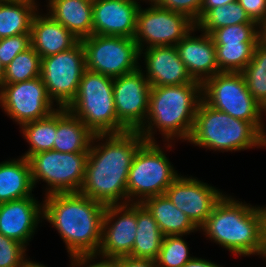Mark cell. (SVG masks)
Returning <instances> with one entry per match:
<instances>
[{
	"label": "cell",
	"mask_w": 266,
	"mask_h": 267,
	"mask_svg": "<svg viewBox=\"0 0 266 267\" xmlns=\"http://www.w3.org/2000/svg\"><path fill=\"white\" fill-rule=\"evenodd\" d=\"M174 142L145 141L137 150L127 179V203H143L146 199L163 195L178 178L179 173L165 152Z\"/></svg>",
	"instance_id": "obj_7"
},
{
	"label": "cell",
	"mask_w": 266,
	"mask_h": 267,
	"mask_svg": "<svg viewBox=\"0 0 266 267\" xmlns=\"http://www.w3.org/2000/svg\"><path fill=\"white\" fill-rule=\"evenodd\" d=\"M258 43L215 44L216 60L221 72H241L251 61Z\"/></svg>",
	"instance_id": "obj_31"
},
{
	"label": "cell",
	"mask_w": 266,
	"mask_h": 267,
	"mask_svg": "<svg viewBox=\"0 0 266 267\" xmlns=\"http://www.w3.org/2000/svg\"><path fill=\"white\" fill-rule=\"evenodd\" d=\"M259 43L266 47V20L259 24Z\"/></svg>",
	"instance_id": "obj_43"
},
{
	"label": "cell",
	"mask_w": 266,
	"mask_h": 267,
	"mask_svg": "<svg viewBox=\"0 0 266 267\" xmlns=\"http://www.w3.org/2000/svg\"><path fill=\"white\" fill-rule=\"evenodd\" d=\"M94 0L93 35L135 37L136 21L141 1Z\"/></svg>",
	"instance_id": "obj_19"
},
{
	"label": "cell",
	"mask_w": 266,
	"mask_h": 267,
	"mask_svg": "<svg viewBox=\"0 0 266 267\" xmlns=\"http://www.w3.org/2000/svg\"><path fill=\"white\" fill-rule=\"evenodd\" d=\"M21 267H48L43 263L37 262L36 260H31L27 256L24 258Z\"/></svg>",
	"instance_id": "obj_44"
},
{
	"label": "cell",
	"mask_w": 266,
	"mask_h": 267,
	"mask_svg": "<svg viewBox=\"0 0 266 267\" xmlns=\"http://www.w3.org/2000/svg\"><path fill=\"white\" fill-rule=\"evenodd\" d=\"M225 193L199 232L236 257L266 258V227L263 206L242 202Z\"/></svg>",
	"instance_id": "obj_2"
},
{
	"label": "cell",
	"mask_w": 266,
	"mask_h": 267,
	"mask_svg": "<svg viewBox=\"0 0 266 267\" xmlns=\"http://www.w3.org/2000/svg\"><path fill=\"white\" fill-rule=\"evenodd\" d=\"M201 100L202 83L151 87L148 114L138 130L140 135L147 142H158L155 136L159 134L163 142H187Z\"/></svg>",
	"instance_id": "obj_4"
},
{
	"label": "cell",
	"mask_w": 266,
	"mask_h": 267,
	"mask_svg": "<svg viewBox=\"0 0 266 267\" xmlns=\"http://www.w3.org/2000/svg\"><path fill=\"white\" fill-rule=\"evenodd\" d=\"M182 267H224V266L212 262L211 260L209 261V259L207 260L202 257L194 256L191 260L186 262Z\"/></svg>",
	"instance_id": "obj_42"
},
{
	"label": "cell",
	"mask_w": 266,
	"mask_h": 267,
	"mask_svg": "<svg viewBox=\"0 0 266 267\" xmlns=\"http://www.w3.org/2000/svg\"><path fill=\"white\" fill-rule=\"evenodd\" d=\"M247 88L255 100L264 107L266 104V47L258 43L251 61L241 71Z\"/></svg>",
	"instance_id": "obj_30"
},
{
	"label": "cell",
	"mask_w": 266,
	"mask_h": 267,
	"mask_svg": "<svg viewBox=\"0 0 266 267\" xmlns=\"http://www.w3.org/2000/svg\"><path fill=\"white\" fill-rule=\"evenodd\" d=\"M202 100L216 110L250 122L266 138L263 107L249 92L241 72H220L205 80Z\"/></svg>",
	"instance_id": "obj_8"
},
{
	"label": "cell",
	"mask_w": 266,
	"mask_h": 267,
	"mask_svg": "<svg viewBox=\"0 0 266 267\" xmlns=\"http://www.w3.org/2000/svg\"><path fill=\"white\" fill-rule=\"evenodd\" d=\"M241 23H256L236 1L210 9L197 23L198 32L211 34L218 28Z\"/></svg>",
	"instance_id": "obj_29"
},
{
	"label": "cell",
	"mask_w": 266,
	"mask_h": 267,
	"mask_svg": "<svg viewBox=\"0 0 266 267\" xmlns=\"http://www.w3.org/2000/svg\"><path fill=\"white\" fill-rule=\"evenodd\" d=\"M251 20L260 24L266 20V0H237Z\"/></svg>",
	"instance_id": "obj_38"
},
{
	"label": "cell",
	"mask_w": 266,
	"mask_h": 267,
	"mask_svg": "<svg viewBox=\"0 0 266 267\" xmlns=\"http://www.w3.org/2000/svg\"><path fill=\"white\" fill-rule=\"evenodd\" d=\"M41 61L42 58L32 47L19 53L5 67L2 84H13L39 77L41 73Z\"/></svg>",
	"instance_id": "obj_32"
},
{
	"label": "cell",
	"mask_w": 266,
	"mask_h": 267,
	"mask_svg": "<svg viewBox=\"0 0 266 267\" xmlns=\"http://www.w3.org/2000/svg\"><path fill=\"white\" fill-rule=\"evenodd\" d=\"M264 211H265V227H266V205L263 206Z\"/></svg>",
	"instance_id": "obj_46"
},
{
	"label": "cell",
	"mask_w": 266,
	"mask_h": 267,
	"mask_svg": "<svg viewBox=\"0 0 266 267\" xmlns=\"http://www.w3.org/2000/svg\"><path fill=\"white\" fill-rule=\"evenodd\" d=\"M137 230V203L107 205L102 222V240L96 254L115 259L132 252Z\"/></svg>",
	"instance_id": "obj_15"
},
{
	"label": "cell",
	"mask_w": 266,
	"mask_h": 267,
	"mask_svg": "<svg viewBox=\"0 0 266 267\" xmlns=\"http://www.w3.org/2000/svg\"><path fill=\"white\" fill-rule=\"evenodd\" d=\"M158 7L188 16L195 24L200 20L203 0H151Z\"/></svg>",
	"instance_id": "obj_37"
},
{
	"label": "cell",
	"mask_w": 266,
	"mask_h": 267,
	"mask_svg": "<svg viewBox=\"0 0 266 267\" xmlns=\"http://www.w3.org/2000/svg\"><path fill=\"white\" fill-rule=\"evenodd\" d=\"M4 72H5V67L3 64L0 62V86L3 83V77H4Z\"/></svg>",
	"instance_id": "obj_45"
},
{
	"label": "cell",
	"mask_w": 266,
	"mask_h": 267,
	"mask_svg": "<svg viewBox=\"0 0 266 267\" xmlns=\"http://www.w3.org/2000/svg\"><path fill=\"white\" fill-rule=\"evenodd\" d=\"M117 267H158L156 260L121 256L114 259Z\"/></svg>",
	"instance_id": "obj_40"
},
{
	"label": "cell",
	"mask_w": 266,
	"mask_h": 267,
	"mask_svg": "<svg viewBox=\"0 0 266 267\" xmlns=\"http://www.w3.org/2000/svg\"><path fill=\"white\" fill-rule=\"evenodd\" d=\"M144 142L139 131L95 134L79 193L105 206L126 204L128 173L135 153Z\"/></svg>",
	"instance_id": "obj_1"
},
{
	"label": "cell",
	"mask_w": 266,
	"mask_h": 267,
	"mask_svg": "<svg viewBox=\"0 0 266 267\" xmlns=\"http://www.w3.org/2000/svg\"><path fill=\"white\" fill-rule=\"evenodd\" d=\"M34 188L28 159L0 162V203L33 196Z\"/></svg>",
	"instance_id": "obj_24"
},
{
	"label": "cell",
	"mask_w": 266,
	"mask_h": 267,
	"mask_svg": "<svg viewBox=\"0 0 266 267\" xmlns=\"http://www.w3.org/2000/svg\"><path fill=\"white\" fill-rule=\"evenodd\" d=\"M140 61H143L144 65H140V69L144 72L151 87L201 83L194 80L188 73L176 46L149 47L140 50Z\"/></svg>",
	"instance_id": "obj_18"
},
{
	"label": "cell",
	"mask_w": 266,
	"mask_h": 267,
	"mask_svg": "<svg viewBox=\"0 0 266 267\" xmlns=\"http://www.w3.org/2000/svg\"><path fill=\"white\" fill-rule=\"evenodd\" d=\"M80 41L87 70L115 78L140 67V51L133 38L90 35Z\"/></svg>",
	"instance_id": "obj_10"
},
{
	"label": "cell",
	"mask_w": 266,
	"mask_h": 267,
	"mask_svg": "<svg viewBox=\"0 0 266 267\" xmlns=\"http://www.w3.org/2000/svg\"><path fill=\"white\" fill-rule=\"evenodd\" d=\"M151 85L140 67L113 79L117 119L129 130L138 131L145 123Z\"/></svg>",
	"instance_id": "obj_14"
},
{
	"label": "cell",
	"mask_w": 266,
	"mask_h": 267,
	"mask_svg": "<svg viewBox=\"0 0 266 267\" xmlns=\"http://www.w3.org/2000/svg\"><path fill=\"white\" fill-rule=\"evenodd\" d=\"M43 222V201L35 195L0 203V233L26 248Z\"/></svg>",
	"instance_id": "obj_17"
},
{
	"label": "cell",
	"mask_w": 266,
	"mask_h": 267,
	"mask_svg": "<svg viewBox=\"0 0 266 267\" xmlns=\"http://www.w3.org/2000/svg\"><path fill=\"white\" fill-rule=\"evenodd\" d=\"M183 237L184 235L164 236L156 258L158 267H182L194 257L190 254L188 242Z\"/></svg>",
	"instance_id": "obj_33"
},
{
	"label": "cell",
	"mask_w": 266,
	"mask_h": 267,
	"mask_svg": "<svg viewBox=\"0 0 266 267\" xmlns=\"http://www.w3.org/2000/svg\"><path fill=\"white\" fill-rule=\"evenodd\" d=\"M210 36L214 44L259 43V24L241 23L214 30Z\"/></svg>",
	"instance_id": "obj_34"
},
{
	"label": "cell",
	"mask_w": 266,
	"mask_h": 267,
	"mask_svg": "<svg viewBox=\"0 0 266 267\" xmlns=\"http://www.w3.org/2000/svg\"><path fill=\"white\" fill-rule=\"evenodd\" d=\"M237 0H203L200 10V19L212 8L236 2Z\"/></svg>",
	"instance_id": "obj_41"
},
{
	"label": "cell",
	"mask_w": 266,
	"mask_h": 267,
	"mask_svg": "<svg viewBox=\"0 0 266 267\" xmlns=\"http://www.w3.org/2000/svg\"><path fill=\"white\" fill-rule=\"evenodd\" d=\"M37 0H0V39L31 34L34 15L39 11Z\"/></svg>",
	"instance_id": "obj_26"
},
{
	"label": "cell",
	"mask_w": 266,
	"mask_h": 267,
	"mask_svg": "<svg viewBox=\"0 0 266 267\" xmlns=\"http://www.w3.org/2000/svg\"><path fill=\"white\" fill-rule=\"evenodd\" d=\"M42 201L43 220L63 239L68 257L96 256L106 206L79 192L50 194Z\"/></svg>",
	"instance_id": "obj_3"
},
{
	"label": "cell",
	"mask_w": 266,
	"mask_h": 267,
	"mask_svg": "<svg viewBox=\"0 0 266 267\" xmlns=\"http://www.w3.org/2000/svg\"><path fill=\"white\" fill-rule=\"evenodd\" d=\"M266 115V104H265V106L263 107V115Z\"/></svg>",
	"instance_id": "obj_47"
},
{
	"label": "cell",
	"mask_w": 266,
	"mask_h": 267,
	"mask_svg": "<svg viewBox=\"0 0 266 267\" xmlns=\"http://www.w3.org/2000/svg\"><path fill=\"white\" fill-rule=\"evenodd\" d=\"M112 77L85 70L73 101L66 107L94 134L129 131L116 116Z\"/></svg>",
	"instance_id": "obj_6"
},
{
	"label": "cell",
	"mask_w": 266,
	"mask_h": 267,
	"mask_svg": "<svg viewBox=\"0 0 266 267\" xmlns=\"http://www.w3.org/2000/svg\"><path fill=\"white\" fill-rule=\"evenodd\" d=\"M224 194L223 190L204 183L197 177L184 174H180L165 191L170 201L185 213L198 229Z\"/></svg>",
	"instance_id": "obj_16"
},
{
	"label": "cell",
	"mask_w": 266,
	"mask_h": 267,
	"mask_svg": "<svg viewBox=\"0 0 266 267\" xmlns=\"http://www.w3.org/2000/svg\"><path fill=\"white\" fill-rule=\"evenodd\" d=\"M142 204L152 214L164 236H187L199 231L188 216L179 210L165 194L148 198Z\"/></svg>",
	"instance_id": "obj_25"
},
{
	"label": "cell",
	"mask_w": 266,
	"mask_h": 267,
	"mask_svg": "<svg viewBox=\"0 0 266 267\" xmlns=\"http://www.w3.org/2000/svg\"><path fill=\"white\" fill-rule=\"evenodd\" d=\"M88 152L68 153L49 150L28 158L34 187L46 183L44 196L77 193L84 182Z\"/></svg>",
	"instance_id": "obj_9"
},
{
	"label": "cell",
	"mask_w": 266,
	"mask_h": 267,
	"mask_svg": "<svg viewBox=\"0 0 266 267\" xmlns=\"http://www.w3.org/2000/svg\"><path fill=\"white\" fill-rule=\"evenodd\" d=\"M40 11L33 17L30 33L31 47L41 58L70 50L80 41L48 13Z\"/></svg>",
	"instance_id": "obj_21"
},
{
	"label": "cell",
	"mask_w": 266,
	"mask_h": 267,
	"mask_svg": "<svg viewBox=\"0 0 266 267\" xmlns=\"http://www.w3.org/2000/svg\"><path fill=\"white\" fill-rule=\"evenodd\" d=\"M55 106L40 76L0 86V107L19 127L49 116Z\"/></svg>",
	"instance_id": "obj_13"
},
{
	"label": "cell",
	"mask_w": 266,
	"mask_h": 267,
	"mask_svg": "<svg viewBox=\"0 0 266 267\" xmlns=\"http://www.w3.org/2000/svg\"><path fill=\"white\" fill-rule=\"evenodd\" d=\"M94 133L66 108H57V131L53 150L68 153L89 152Z\"/></svg>",
	"instance_id": "obj_23"
},
{
	"label": "cell",
	"mask_w": 266,
	"mask_h": 267,
	"mask_svg": "<svg viewBox=\"0 0 266 267\" xmlns=\"http://www.w3.org/2000/svg\"><path fill=\"white\" fill-rule=\"evenodd\" d=\"M187 143L222 153L266 148V138L250 122L216 110L203 100Z\"/></svg>",
	"instance_id": "obj_5"
},
{
	"label": "cell",
	"mask_w": 266,
	"mask_h": 267,
	"mask_svg": "<svg viewBox=\"0 0 266 267\" xmlns=\"http://www.w3.org/2000/svg\"><path fill=\"white\" fill-rule=\"evenodd\" d=\"M27 248L0 233V267H21Z\"/></svg>",
	"instance_id": "obj_35"
},
{
	"label": "cell",
	"mask_w": 266,
	"mask_h": 267,
	"mask_svg": "<svg viewBox=\"0 0 266 267\" xmlns=\"http://www.w3.org/2000/svg\"><path fill=\"white\" fill-rule=\"evenodd\" d=\"M46 12L78 40L93 35V1L46 0Z\"/></svg>",
	"instance_id": "obj_22"
},
{
	"label": "cell",
	"mask_w": 266,
	"mask_h": 267,
	"mask_svg": "<svg viewBox=\"0 0 266 267\" xmlns=\"http://www.w3.org/2000/svg\"><path fill=\"white\" fill-rule=\"evenodd\" d=\"M195 27L175 46L181 61L185 64L191 77L203 83L210 77L220 73L216 60L215 44L210 36Z\"/></svg>",
	"instance_id": "obj_20"
},
{
	"label": "cell",
	"mask_w": 266,
	"mask_h": 267,
	"mask_svg": "<svg viewBox=\"0 0 266 267\" xmlns=\"http://www.w3.org/2000/svg\"><path fill=\"white\" fill-rule=\"evenodd\" d=\"M85 70L81 41L70 50L42 58L40 77L57 108H66L73 101Z\"/></svg>",
	"instance_id": "obj_12"
},
{
	"label": "cell",
	"mask_w": 266,
	"mask_h": 267,
	"mask_svg": "<svg viewBox=\"0 0 266 267\" xmlns=\"http://www.w3.org/2000/svg\"><path fill=\"white\" fill-rule=\"evenodd\" d=\"M24 141L29 148L21 156L28 159L36 153L53 150L55 133L57 131V109L49 116L26 123L20 127Z\"/></svg>",
	"instance_id": "obj_28"
},
{
	"label": "cell",
	"mask_w": 266,
	"mask_h": 267,
	"mask_svg": "<svg viewBox=\"0 0 266 267\" xmlns=\"http://www.w3.org/2000/svg\"><path fill=\"white\" fill-rule=\"evenodd\" d=\"M70 267H117L114 259H104L95 256H75L69 257ZM98 259V260H97ZM96 260V261H95Z\"/></svg>",
	"instance_id": "obj_39"
},
{
	"label": "cell",
	"mask_w": 266,
	"mask_h": 267,
	"mask_svg": "<svg viewBox=\"0 0 266 267\" xmlns=\"http://www.w3.org/2000/svg\"><path fill=\"white\" fill-rule=\"evenodd\" d=\"M164 235L156 220L142 203H137V230L132 252L134 258L156 260Z\"/></svg>",
	"instance_id": "obj_27"
},
{
	"label": "cell",
	"mask_w": 266,
	"mask_h": 267,
	"mask_svg": "<svg viewBox=\"0 0 266 267\" xmlns=\"http://www.w3.org/2000/svg\"><path fill=\"white\" fill-rule=\"evenodd\" d=\"M31 47V34L0 39V62L6 67L21 52Z\"/></svg>",
	"instance_id": "obj_36"
},
{
	"label": "cell",
	"mask_w": 266,
	"mask_h": 267,
	"mask_svg": "<svg viewBox=\"0 0 266 267\" xmlns=\"http://www.w3.org/2000/svg\"><path fill=\"white\" fill-rule=\"evenodd\" d=\"M146 2L148 7L142 8L141 5L137 14L134 40L139 51L149 47L175 46L196 27L185 14L162 9L151 0Z\"/></svg>",
	"instance_id": "obj_11"
}]
</instances>
